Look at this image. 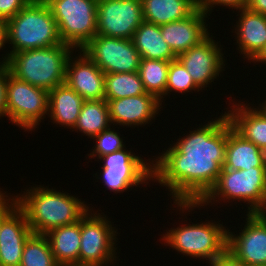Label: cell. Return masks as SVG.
<instances>
[{
  "mask_svg": "<svg viewBox=\"0 0 266 266\" xmlns=\"http://www.w3.org/2000/svg\"><path fill=\"white\" fill-rule=\"evenodd\" d=\"M218 199V200H217ZM220 201H243L248 204L246 213H266V167L246 170L222 169L214 187L200 202H174L184 213ZM217 201V202H216ZM177 205V206H176ZM189 209V210H188Z\"/></svg>",
  "mask_w": 266,
  "mask_h": 266,
  "instance_id": "cell-3",
  "label": "cell"
},
{
  "mask_svg": "<svg viewBox=\"0 0 266 266\" xmlns=\"http://www.w3.org/2000/svg\"><path fill=\"white\" fill-rule=\"evenodd\" d=\"M77 51L80 55L68 59L65 83L84 100L105 99V74L82 50Z\"/></svg>",
  "mask_w": 266,
  "mask_h": 266,
  "instance_id": "cell-15",
  "label": "cell"
},
{
  "mask_svg": "<svg viewBox=\"0 0 266 266\" xmlns=\"http://www.w3.org/2000/svg\"><path fill=\"white\" fill-rule=\"evenodd\" d=\"M92 211L93 207L81 218L79 266H115L120 260H116L117 228L106 215Z\"/></svg>",
  "mask_w": 266,
  "mask_h": 266,
  "instance_id": "cell-8",
  "label": "cell"
},
{
  "mask_svg": "<svg viewBox=\"0 0 266 266\" xmlns=\"http://www.w3.org/2000/svg\"><path fill=\"white\" fill-rule=\"evenodd\" d=\"M32 234L25 213L17 206L1 223L0 266H20L25 242Z\"/></svg>",
  "mask_w": 266,
  "mask_h": 266,
  "instance_id": "cell-18",
  "label": "cell"
},
{
  "mask_svg": "<svg viewBox=\"0 0 266 266\" xmlns=\"http://www.w3.org/2000/svg\"><path fill=\"white\" fill-rule=\"evenodd\" d=\"M110 122L113 125L140 127L152 122L163 108L160 101L149 93L108 100Z\"/></svg>",
  "mask_w": 266,
  "mask_h": 266,
  "instance_id": "cell-16",
  "label": "cell"
},
{
  "mask_svg": "<svg viewBox=\"0 0 266 266\" xmlns=\"http://www.w3.org/2000/svg\"><path fill=\"white\" fill-rule=\"evenodd\" d=\"M7 43V26L6 21L0 20V50L5 49Z\"/></svg>",
  "mask_w": 266,
  "mask_h": 266,
  "instance_id": "cell-38",
  "label": "cell"
},
{
  "mask_svg": "<svg viewBox=\"0 0 266 266\" xmlns=\"http://www.w3.org/2000/svg\"><path fill=\"white\" fill-rule=\"evenodd\" d=\"M6 82H7V64L0 63V117L1 118L6 116Z\"/></svg>",
  "mask_w": 266,
  "mask_h": 266,
  "instance_id": "cell-35",
  "label": "cell"
},
{
  "mask_svg": "<svg viewBox=\"0 0 266 266\" xmlns=\"http://www.w3.org/2000/svg\"><path fill=\"white\" fill-rule=\"evenodd\" d=\"M141 59L172 61L177 55L162 37L160 26L143 21L132 37Z\"/></svg>",
  "mask_w": 266,
  "mask_h": 266,
  "instance_id": "cell-25",
  "label": "cell"
},
{
  "mask_svg": "<svg viewBox=\"0 0 266 266\" xmlns=\"http://www.w3.org/2000/svg\"><path fill=\"white\" fill-rule=\"evenodd\" d=\"M170 61L141 59L139 75L147 93L153 94L162 104L165 98ZM164 96V97H163Z\"/></svg>",
  "mask_w": 266,
  "mask_h": 266,
  "instance_id": "cell-27",
  "label": "cell"
},
{
  "mask_svg": "<svg viewBox=\"0 0 266 266\" xmlns=\"http://www.w3.org/2000/svg\"><path fill=\"white\" fill-rule=\"evenodd\" d=\"M45 236L60 266H79L81 219L74 224L55 228Z\"/></svg>",
  "mask_w": 266,
  "mask_h": 266,
  "instance_id": "cell-23",
  "label": "cell"
},
{
  "mask_svg": "<svg viewBox=\"0 0 266 266\" xmlns=\"http://www.w3.org/2000/svg\"><path fill=\"white\" fill-rule=\"evenodd\" d=\"M131 150L132 148L128 151L125 147L99 158L104 164L100 175L95 173V177L102 180L103 185L111 192L123 193L130 188L132 190L134 186L138 187L144 183L147 185L153 181L152 160H144Z\"/></svg>",
  "mask_w": 266,
  "mask_h": 266,
  "instance_id": "cell-10",
  "label": "cell"
},
{
  "mask_svg": "<svg viewBox=\"0 0 266 266\" xmlns=\"http://www.w3.org/2000/svg\"><path fill=\"white\" fill-rule=\"evenodd\" d=\"M200 90L192 76L177 58L170 61L165 96H169V93L173 91L186 94V92H199Z\"/></svg>",
  "mask_w": 266,
  "mask_h": 266,
  "instance_id": "cell-30",
  "label": "cell"
},
{
  "mask_svg": "<svg viewBox=\"0 0 266 266\" xmlns=\"http://www.w3.org/2000/svg\"><path fill=\"white\" fill-rule=\"evenodd\" d=\"M246 214L239 234L227 228V250L248 266L266 265V213Z\"/></svg>",
  "mask_w": 266,
  "mask_h": 266,
  "instance_id": "cell-13",
  "label": "cell"
},
{
  "mask_svg": "<svg viewBox=\"0 0 266 266\" xmlns=\"http://www.w3.org/2000/svg\"><path fill=\"white\" fill-rule=\"evenodd\" d=\"M143 20L163 25L186 19L198 8V0H141Z\"/></svg>",
  "mask_w": 266,
  "mask_h": 266,
  "instance_id": "cell-24",
  "label": "cell"
},
{
  "mask_svg": "<svg viewBox=\"0 0 266 266\" xmlns=\"http://www.w3.org/2000/svg\"><path fill=\"white\" fill-rule=\"evenodd\" d=\"M113 126L110 122L107 101L84 100L76 125L72 131H80L92 138Z\"/></svg>",
  "mask_w": 266,
  "mask_h": 266,
  "instance_id": "cell-26",
  "label": "cell"
},
{
  "mask_svg": "<svg viewBox=\"0 0 266 266\" xmlns=\"http://www.w3.org/2000/svg\"><path fill=\"white\" fill-rule=\"evenodd\" d=\"M31 0H0V20L8 21Z\"/></svg>",
  "mask_w": 266,
  "mask_h": 266,
  "instance_id": "cell-33",
  "label": "cell"
},
{
  "mask_svg": "<svg viewBox=\"0 0 266 266\" xmlns=\"http://www.w3.org/2000/svg\"><path fill=\"white\" fill-rule=\"evenodd\" d=\"M84 99L66 83L49 91L48 117L53 124L73 129Z\"/></svg>",
  "mask_w": 266,
  "mask_h": 266,
  "instance_id": "cell-22",
  "label": "cell"
},
{
  "mask_svg": "<svg viewBox=\"0 0 266 266\" xmlns=\"http://www.w3.org/2000/svg\"><path fill=\"white\" fill-rule=\"evenodd\" d=\"M252 167H266V152L245 140L227 119L226 154L222 169L246 170Z\"/></svg>",
  "mask_w": 266,
  "mask_h": 266,
  "instance_id": "cell-21",
  "label": "cell"
},
{
  "mask_svg": "<svg viewBox=\"0 0 266 266\" xmlns=\"http://www.w3.org/2000/svg\"><path fill=\"white\" fill-rule=\"evenodd\" d=\"M118 130H112L111 126L102 131L100 134L92 137L94 139L95 145L93 146L94 149H91L93 151L90 152V154H87L89 157L97 158L110 154L116 151H119L123 148H125V143L123 142L122 137L120 136Z\"/></svg>",
  "mask_w": 266,
  "mask_h": 266,
  "instance_id": "cell-31",
  "label": "cell"
},
{
  "mask_svg": "<svg viewBox=\"0 0 266 266\" xmlns=\"http://www.w3.org/2000/svg\"><path fill=\"white\" fill-rule=\"evenodd\" d=\"M6 26L7 44L12 49L0 58V63H7L12 53L63 44L56 20L44 0H31L6 21Z\"/></svg>",
  "mask_w": 266,
  "mask_h": 266,
  "instance_id": "cell-4",
  "label": "cell"
},
{
  "mask_svg": "<svg viewBox=\"0 0 266 266\" xmlns=\"http://www.w3.org/2000/svg\"><path fill=\"white\" fill-rule=\"evenodd\" d=\"M1 191L0 188V227L2 221L18 206L15 195H10ZM5 194V195H4Z\"/></svg>",
  "mask_w": 266,
  "mask_h": 266,
  "instance_id": "cell-34",
  "label": "cell"
},
{
  "mask_svg": "<svg viewBox=\"0 0 266 266\" xmlns=\"http://www.w3.org/2000/svg\"><path fill=\"white\" fill-rule=\"evenodd\" d=\"M20 266H60L45 235L32 234L25 242Z\"/></svg>",
  "mask_w": 266,
  "mask_h": 266,
  "instance_id": "cell-29",
  "label": "cell"
},
{
  "mask_svg": "<svg viewBox=\"0 0 266 266\" xmlns=\"http://www.w3.org/2000/svg\"><path fill=\"white\" fill-rule=\"evenodd\" d=\"M80 50L104 74L139 71L141 56L135 48L132 39L96 35Z\"/></svg>",
  "mask_w": 266,
  "mask_h": 266,
  "instance_id": "cell-11",
  "label": "cell"
},
{
  "mask_svg": "<svg viewBox=\"0 0 266 266\" xmlns=\"http://www.w3.org/2000/svg\"><path fill=\"white\" fill-rule=\"evenodd\" d=\"M74 49L63 43L19 51L12 53L6 64L16 78L50 91L65 83L67 62Z\"/></svg>",
  "mask_w": 266,
  "mask_h": 266,
  "instance_id": "cell-5",
  "label": "cell"
},
{
  "mask_svg": "<svg viewBox=\"0 0 266 266\" xmlns=\"http://www.w3.org/2000/svg\"><path fill=\"white\" fill-rule=\"evenodd\" d=\"M206 18H208L207 14L198 7L186 19L160 25L162 37L172 51L178 55L200 44L212 34L208 30Z\"/></svg>",
  "mask_w": 266,
  "mask_h": 266,
  "instance_id": "cell-17",
  "label": "cell"
},
{
  "mask_svg": "<svg viewBox=\"0 0 266 266\" xmlns=\"http://www.w3.org/2000/svg\"><path fill=\"white\" fill-rule=\"evenodd\" d=\"M216 118L152 159L153 181L168 189L173 202H200L216 184L225 163L228 116Z\"/></svg>",
  "mask_w": 266,
  "mask_h": 266,
  "instance_id": "cell-1",
  "label": "cell"
},
{
  "mask_svg": "<svg viewBox=\"0 0 266 266\" xmlns=\"http://www.w3.org/2000/svg\"><path fill=\"white\" fill-rule=\"evenodd\" d=\"M261 104H259L258 107L257 106H255V107L266 116V100H265V102H263Z\"/></svg>",
  "mask_w": 266,
  "mask_h": 266,
  "instance_id": "cell-40",
  "label": "cell"
},
{
  "mask_svg": "<svg viewBox=\"0 0 266 266\" xmlns=\"http://www.w3.org/2000/svg\"><path fill=\"white\" fill-rule=\"evenodd\" d=\"M97 34L132 39L143 20L141 0H98Z\"/></svg>",
  "mask_w": 266,
  "mask_h": 266,
  "instance_id": "cell-12",
  "label": "cell"
},
{
  "mask_svg": "<svg viewBox=\"0 0 266 266\" xmlns=\"http://www.w3.org/2000/svg\"><path fill=\"white\" fill-rule=\"evenodd\" d=\"M105 100H115L147 93L139 72L105 74Z\"/></svg>",
  "mask_w": 266,
  "mask_h": 266,
  "instance_id": "cell-28",
  "label": "cell"
},
{
  "mask_svg": "<svg viewBox=\"0 0 266 266\" xmlns=\"http://www.w3.org/2000/svg\"><path fill=\"white\" fill-rule=\"evenodd\" d=\"M22 192L15 198L33 234L45 235L60 226L74 224L90 209L77 196L48 186L37 185Z\"/></svg>",
  "mask_w": 266,
  "mask_h": 266,
  "instance_id": "cell-2",
  "label": "cell"
},
{
  "mask_svg": "<svg viewBox=\"0 0 266 266\" xmlns=\"http://www.w3.org/2000/svg\"><path fill=\"white\" fill-rule=\"evenodd\" d=\"M212 38L213 36L209 35L200 44L177 55V59L201 90L209 87L211 82L214 83V79L226 68L224 63L227 59L223 58V47Z\"/></svg>",
  "mask_w": 266,
  "mask_h": 266,
  "instance_id": "cell-14",
  "label": "cell"
},
{
  "mask_svg": "<svg viewBox=\"0 0 266 266\" xmlns=\"http://www.w3.org/2000/svg\"><path fill=\"white\" fill-rule=\"evenodd\" d=\"M242 102L238 104L233 102L231 109L226 110L228 120L232 128L245 140L266 152V116L249 103Z\"/></svg>",
  "mask_w": 266,
  "mask_h": 266,
  "instance_id": "cell-20",
  "label": "cell"
},
{
  "mask_svg": "<svg viewBox=\"0 0 266 266\" xmlns=\"http://www.w3.org/2000/svg\"><path fill=\"white\" fill-rule=\"evenodd\" d=\"M56 20L62 43L82 49L97 34L98 0H44Z\"/></svg>",
  "mask_w": 266,
  "mask_h": 266,
  "instance_id": "cell-7",
  "label": "cell"
},
{
  "mask_svg": "<svg viewBox=\"0 0 266 266\" xmlns=\"http://www.w3.org/2000/svg\"><path fill=\"white\" fill-rule=\"evenodd\" d=\"M238 14L236 16L239 18L234 26L237 50L244 59L252 62L266 44V16L253 12L248 7L238 10Z\"/></svg>",
  "mask_w": 266,
  "mask_h": 266,
  "instance_id": "cell-19",
  "label": "cell"
},
{
  "mask_svg": "<svg viewBox=\"0 0 266 266\" xmlns=\"http://www.w3.org/2000/svg\"><path fill=\"white\" fill-rule=\"evenodd\" d=\"M49 91L13 76L7 66L6 117L25 131H32L48 114Z\"/></svg>",
  "mask_w": 266,
  "mask_h": 266,
  "instance_id": "cell-9",
  "label": "cell"
},
{
  "mask_svg": "<svg viewBox=\"0 0 266 266\" xmlns=\"http://www.w3.org/2000/svg\"><path fill=\"white\" fill-rule=\"evenodd\" d=\"M201 221L170 228L163 234L162 241L179 254L192 258L205 259L210 265L219 255L227 250V227L217 222ZM167 233V234H166ZM169 244V245H168Z\"/></svg>",
  "mask_w": 266,
  "mask_h": 266,
  "instance_id": "cell-6",
  "label": "cell"
},
{
  "mask_svg": "<svg viewBox=\"0 0 266 266\" xmlns=\"http://www.w3.org/2000/svg\"><path fill=\"white\" fill-rule=\"evenodd\" d=\"M254 62V64L257 62H261L263 64H265L266 66V44L264 45V47L262 48V50L258 53V55L252 60Z\"/></svg>",
  "mask_w": 266,
  "mask_h": 266,
  "instance_id": "cell-39",
  "label": "cell"
},
{
  "mask_svg": "<svg viewBox=\"0 0 266 266\" xmlns=\"http://www.w3.org/2000/svg\"><path fill=\"white\" fill-rule=\"evenodd\" d=\"M216 5L225 6V8L241 10L248 6V0H198V7L210 16L212 8Z\"/></svg>",
  "mask_w": 266,
  "mask_h": 266,
  "instance_id": "cell-32",
  "label": "cell"
},
{
  "mask_svg": "<svg viewBox=\"0 0 266 266\" xmlns=\"http://www.w3.org/2000/svg\"><path fill=\"white\" fill-rule=\"evenodd\" d=\"M251 11L266 16V0H248V6Z\"/></svg>",
  "mask_w": 266,
  "mask_h": 266,
  "instance_id": "cell-37",
  "label": "cell"
},
{
  "mask_svg": "<svg viewBox=\"0 0 266 266\" xmlns=\"http://www.w3.org/2000/svg\"><path fill=\"white\" fill-rule=\"evenodd\" d=\"M210 266H248L243 261L237 259L230 251L226 250L219 255Z\"/></svg>",
  "mask_w": 266,
  "mask_h": 266,
  "instance_id": "cell-36",
  "label": "cell"
}]
</instances>
